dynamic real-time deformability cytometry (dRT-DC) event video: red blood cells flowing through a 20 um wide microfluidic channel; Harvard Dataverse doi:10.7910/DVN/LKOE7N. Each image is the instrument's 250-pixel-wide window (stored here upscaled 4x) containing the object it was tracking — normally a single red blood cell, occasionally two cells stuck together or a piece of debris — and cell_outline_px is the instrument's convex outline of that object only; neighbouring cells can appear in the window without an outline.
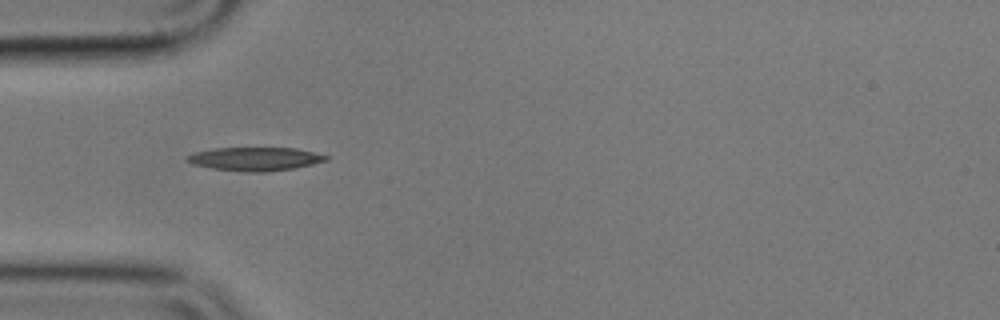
{"species": "common noctule bat (a hibernating species)", "species_latin": "Nyctalus noctula", "temperature_condition": "cold", "stored_images_in_passage": 20, "camera_frame_rate_fps": 3000, "um_per_image_px": 0.085, "animal": {"sex": "male", "body_mass_g": 17.9}, "frame": {"image": 1, "passage_image": 1, "time_ms": 0.0, "image_size_px": [1000, 320], "cell_outline_px": [[328, 160], [312, 164], [292, 168], [268, 172], [244, 172], [212, 168], [192, 164], [184, 160], [184, 156], [196, 152], [216, 148], [296, 148], [328, 156]], "centroid_in_image_um": [21.63, 13.51], "position_along_channel_um": 63.4, "area_um2": 18.96}}
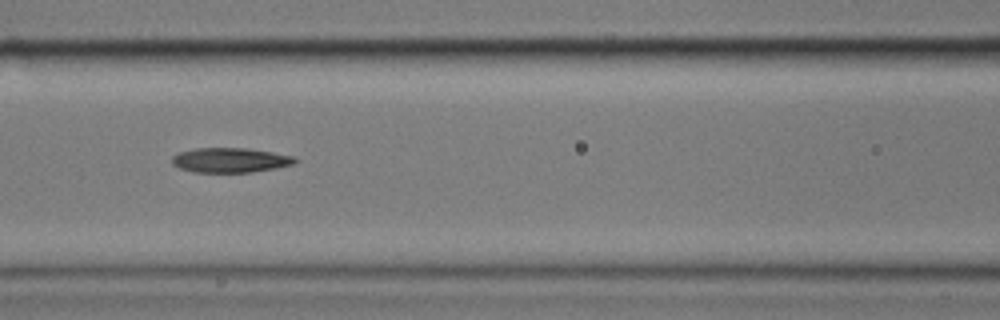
{"frame": {"image": 2, "passage_image": 8, "time_ms": 2.333, "image_size_px": [1000, 320], "cell_outline_px": [[300, 160], [296, 164], [276, 168], [252, 172], [192, 172], [180, 168], [172, 164], [172, 156], [180, 152], [196, 148], [248, 148], [272, 152], [292, 156]], "centroid_in_image_um": [19.6, 13.61], "position_along_channel_um": 147.0, "area_um2": 17.8}}
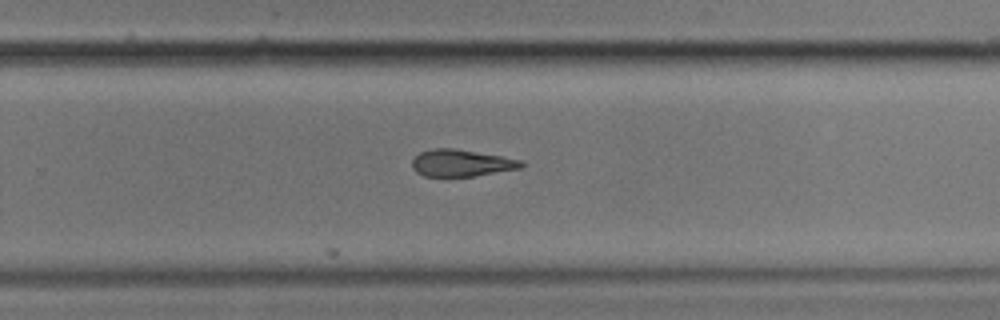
{"frame": {"image": 3, "passage_image": 20, "time_ms": 6.333, "image_size_px": [1000, 320], "cell_outline_px": [[524, 168], [472, 176], [424, 176], [416, 172], [412, 168], [412, 160], [420, 152], [432, 148], [456, 148], [524, 160]], "centroid_in_image_um": [39.24, 13.85], "position_along_channel_um": 290.6, "area_um2": 17.28}}